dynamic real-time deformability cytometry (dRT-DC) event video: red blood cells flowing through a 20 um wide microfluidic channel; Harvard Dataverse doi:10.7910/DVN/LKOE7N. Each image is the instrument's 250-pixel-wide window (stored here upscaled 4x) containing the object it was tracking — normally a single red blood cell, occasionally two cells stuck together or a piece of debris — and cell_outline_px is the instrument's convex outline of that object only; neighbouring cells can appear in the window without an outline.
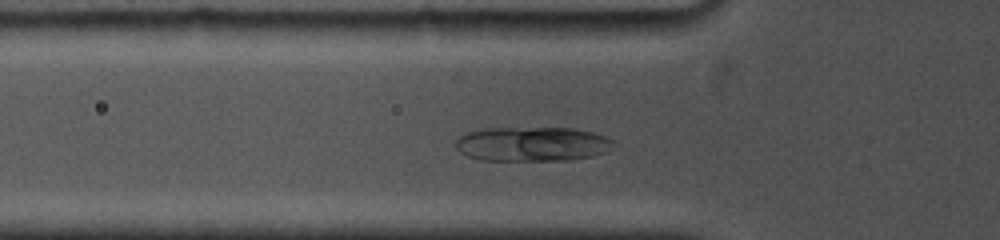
{"species": "common noctule bat (a hibernating species)", "species_latin": "Nyctalus noctula", "temperature_condition": "cold", "stored_images_in_passage": 10, "camera_frame_rate_fps": 5000, "um_per_image_px": 0.085, "animal": {"sex": "female", "body_mass_g": 19.0, "forearm_length_mm": 53.3}, "frame": {"image": 1, "passage_image": 5, "time_ms": 2.4, "image_size_px": [1000, 240], "cell_outline_px": [[612, 140], [604, 152], [592, 156], [572, 160], [480, 160], [468, 156], [460, 152], [456, 148], [456, 140], [460, 136], [468, 132], [484, 128], [572, 128], [592, 132], [604, 136]], "centroid_in_image_um": [45.17, 12.24], "position_along_channel_um": 80.6, "area_um2": 31.39}}
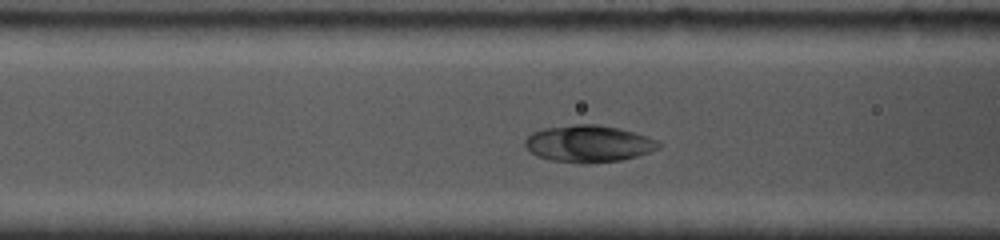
{"frame": {"image": 2, "passage_image": 7, "time_ms": 3.4, "image_size_px": [1000, 240], "cell_outline_px": [[664, 144], [660, 148], [636, 156], [620, 160], [588, 164], [580, 164], [552, 160], [536, 156], [524, 144], [524, 140], [532, 132], [544, 128], [572, 124], [596, 124], [620, 128], [660, 140]], "centroid_in_image_um": [50.05, 12.21], "position_along_channel_um": 116.5, "area_um2": 29.02}}
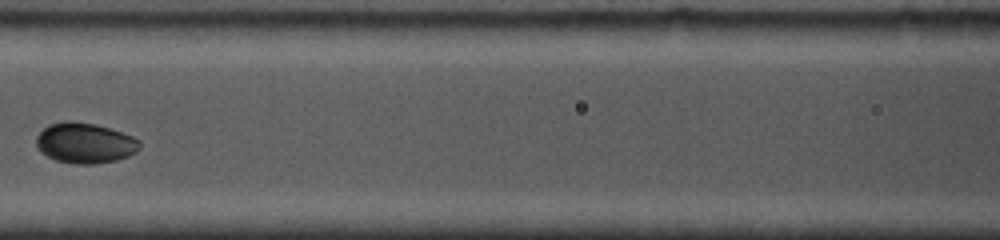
{"frame": {"image": 3, "passage_image": 9, "time_ms": 4.6, "image_size_px": [1000, 240], "cell_outline_px": [[140, 148], [136, 152], [128, 156], [116, 160], [96, 164], [72, 164], [56, 160], [40, 152], [36, 148], [36, 136], [48, 124], [64, 120], [72, 120], [96, 124], [132, 136], [140, 140]], "centroid_in_image_um": [7.19, 12.15], "position_along_channel_um": 159.4, "area_um2": 24.62}}